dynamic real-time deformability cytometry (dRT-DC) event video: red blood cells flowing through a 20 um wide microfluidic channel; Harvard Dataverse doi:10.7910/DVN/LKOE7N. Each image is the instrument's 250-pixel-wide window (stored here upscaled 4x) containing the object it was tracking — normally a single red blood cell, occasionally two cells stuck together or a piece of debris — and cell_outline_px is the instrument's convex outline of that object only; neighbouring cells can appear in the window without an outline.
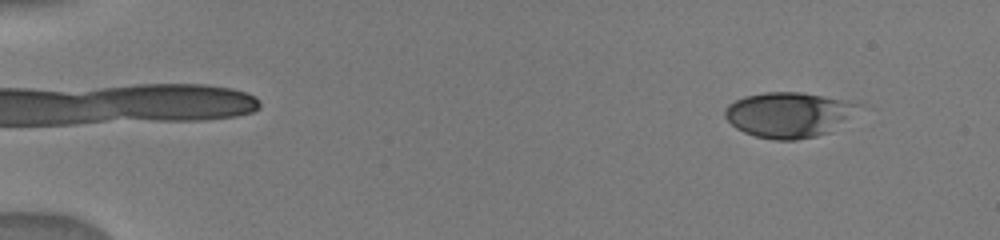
{"species": "human", "species_latin": "Homo sapiens", "temperature_condition": "warm", "stored_images_in_passage": 79, "camera_frame_rate_fps": 3000, "um_per_image_px": 0.085, "donor": {"sex": "male"}, "frame": {"image": 1, "passage_image": 9, "time_ms": 1.333, "image_size_px": [1000, 240], "cell_outline_px": [[864, 104], [832, 132], [816, 136], [796, 140], [776, 140], [756, 136], [744, 132], [736, 128], [724, 116], [724, 108], [728, 104], [744, 96], [764, 92], [800, 92], [860, 100]], "centroid_in_image_um": [67.12, 9.73], "position_along_channel_um": 17.9, "area_um2": 35.89}}
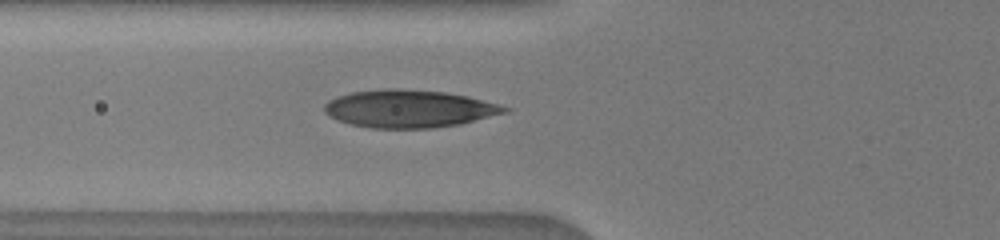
{"frame": {"image": 2, "passage_image": 37, "time_ms": 6.333, "image_size_px": [1000, 240], "cell_outline_px": [[512, 108], [508, 112], [460, 124], [432, 128], [372, 128], [352, 124], [336, 120], [324, 112], [324, 104], [328, 100], [336, 96], [352, 92], [384, 88], [396, 88], [444, 92], [468, 96]], "centroid_in_image_um": [34.75, 9.24], "position_along_channel_um": 91.0, "area_um2": 39.59}}
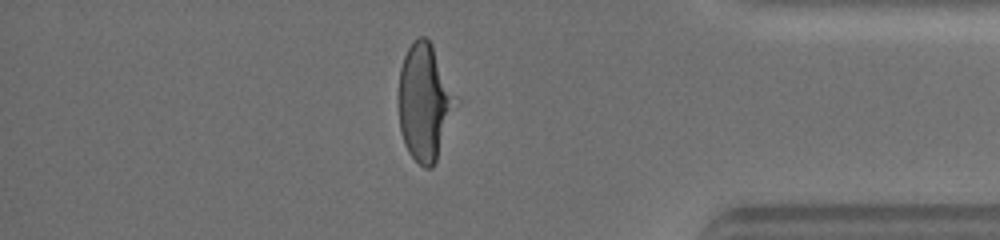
{"frame": {"image": 3, "passage_image": 70, "time_ms": 14.333, "image_size_px": [1000, 240], "cell_outline_px": [[460, 104], [436, 160], [432, 168], [424, 168], [408, 152], [404, 144], [400, 128], [400, 68], [404, 56], [408, 48], [420, 36], [424, 36], [432, 44], [460, 100]], "centroid_in_image_um": [36.16, 8.71], "position_along_channel_um": 399.0, "area_um2": 39.19}}